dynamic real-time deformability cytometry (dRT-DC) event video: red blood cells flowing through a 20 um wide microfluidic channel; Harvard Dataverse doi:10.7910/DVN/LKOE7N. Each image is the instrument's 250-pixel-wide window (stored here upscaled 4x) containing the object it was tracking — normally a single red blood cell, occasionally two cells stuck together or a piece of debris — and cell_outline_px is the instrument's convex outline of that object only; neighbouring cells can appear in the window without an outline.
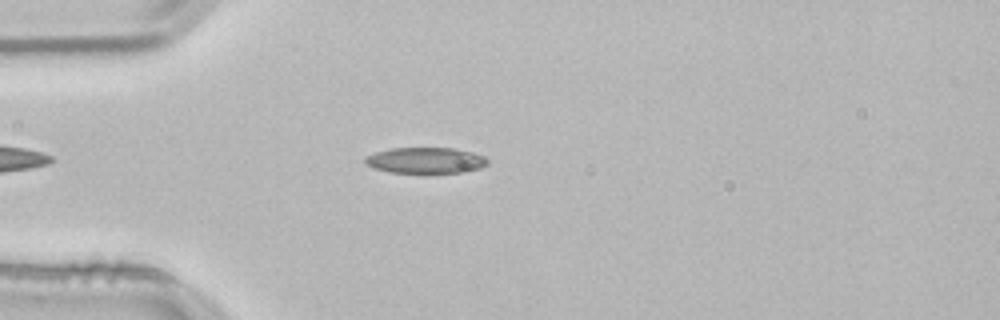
{"species": "common noctule bat (a hibernating species)", "species_latin": "Nyctalus noctula", "temperature_condition": "room temperature", "stored_images_in_passage": 39, "camera_frame_rate_fps": 3000, "um_per_image_px": 0.085, "animal": {"sex": "male", "body_mass_g": 21.5, "forearm_length_mm": 52.0}, "frame": {"image": 1, "passage_image": 7, "time_ms": 2.0, "image_size_px": [1000, 320], "cell_outline_px": [[488, 164], [480, 168], [460, 172], [424, 176], [388, 172], [364, 164], [364, 156], [376, 152], [392, 148], [456, 148], [472, 152], [484, 156], [488, 160]], "centroid_in_image_um": [36.15, 13.68], "position_along_channel_um": 48.8, "area_um2": 19.42}}
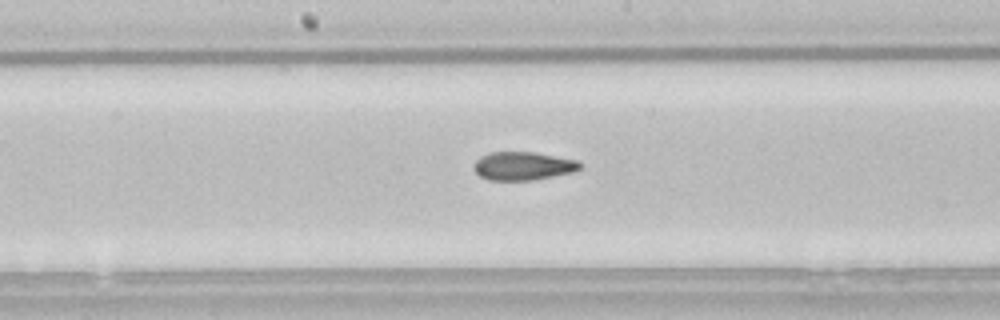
{"frame": {"image": 2, "passage_image": 20, "time_ms": 6.333, "image_size_px": [1000, 320], "cell_outline_px": [[580, 168], [572, 172], [532, 180], [488, 180], [480, 176], [472, 168], [476, 160], [480, 156], [492, 152], [532, 152], [580, 160]], "centroid_in_image_um": [44.43, 14.1], "position_along_channel_um": 203.8, "area_um2": 17.46}}
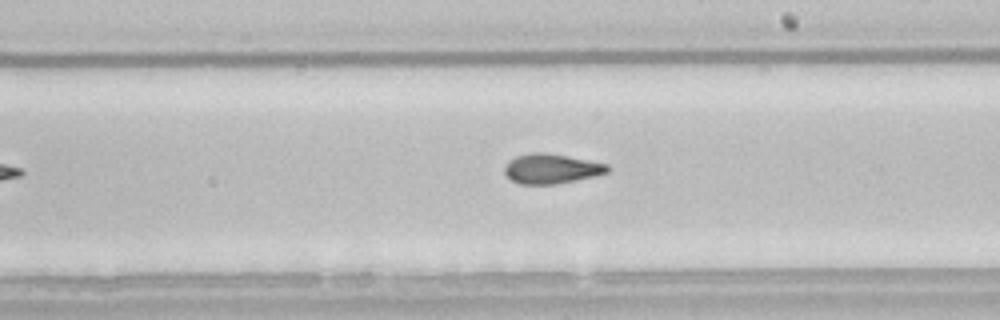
{"frame": {"image": 3, "passage_image": 23, "time_ms": 7.333, "image_size_px": [1000, 320], "cell_outline_px": [[608, 172], [596, 176], [556, 184], [520, 184], [512, 180], [504, 172], [504, 164], [508, 160], [516, 156], [532, 152], [544, 152], [568, 156], [608, 164]], "centroid_in_image_um": [46.84, 14.33], "position_along_channel_um": 242.2, "area_um2": 17.92}, "authors_computed_cell_mechanics": {"area_um2": 17.918, "velocity_mm_per_s": 3.8535, "shape_relaxation_time_tau1_ms": null, "shape_relaxation_time_tau2_ms": 3.1479, "deformation_change_tau1": null, "deformation_change_tau2": 0.0984}}